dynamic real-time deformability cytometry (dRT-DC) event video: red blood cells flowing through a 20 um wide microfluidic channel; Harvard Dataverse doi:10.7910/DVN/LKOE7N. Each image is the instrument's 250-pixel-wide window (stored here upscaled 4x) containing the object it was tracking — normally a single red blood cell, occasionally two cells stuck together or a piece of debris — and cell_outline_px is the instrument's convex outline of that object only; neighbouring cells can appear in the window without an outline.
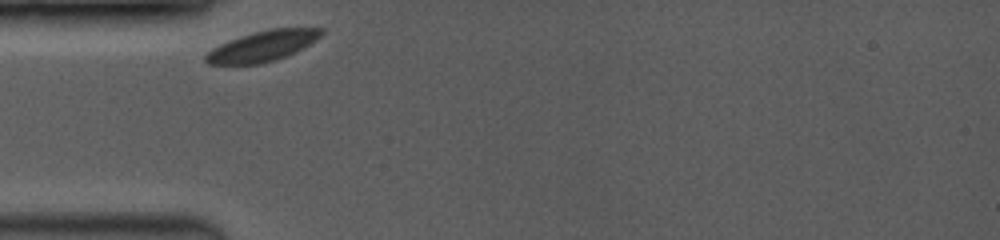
{"species": "common noctule bat (a hibernating species)", "species_latin": "Nyctalus noctula", "temperature_condition": "room temperature", "stored_images_in_passage": 34, "camera_frame_rate_fps": 3500, "um_per_image_px": 0.085, "animal": {"sex": "female", "body_mass_g": 19.0, "forearm_length_mm": 53.3}, "frame": {"image": 1, "passage_image": 1, "time_ms": 0.0, "image_size_px": [1000, 240], "cell_outline_px": [[324, 32], [316, 40], [296, 52], [276, 60], [260, 64], [208, 64], [204, 60], [204, 56], [212, 48], [220, 44], [240, 36], [272, 28], [324, 28]], "centroid_in_image_um": [22.33, 3.92], "position_along_channel_um": 62.7, "area_um2": 20.46}}
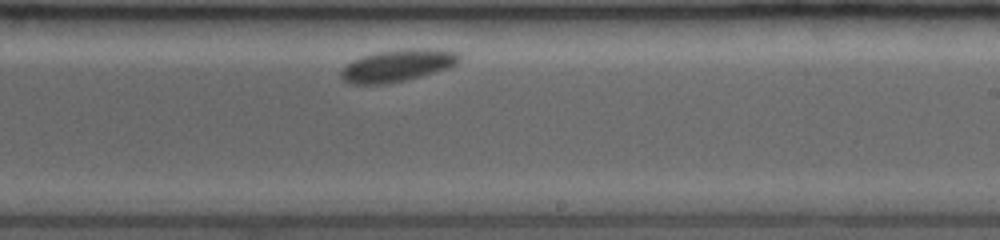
{"frame": {"image": 2, "passage_image": 20, "time_ms": 5.429, "image_size_px": [1000, 240], "cell_outline_px": [[460, 60], [456, 64], [448, 68], [420, 76], [404, 80], [384, 84], [352, 84], [344, 80], [340, 76], [340, 72], [352, 60], [376, 52], [408, 48], [436, 48], [460, 52]], "centroid_in_image_um": [33.83, 5.55], "position_along_channel_um": 255.2, "area_um2": 22.08}}
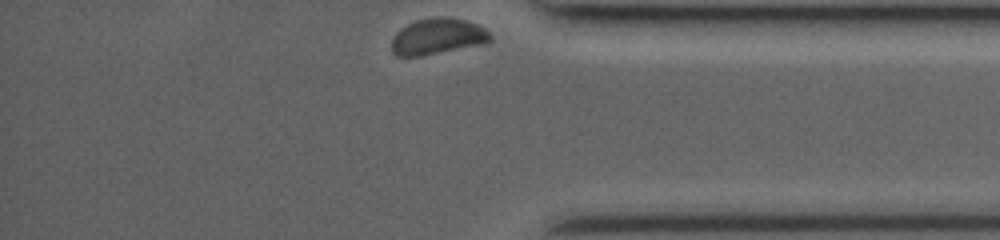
{"frame": {"image": 3, "passage_image": 34, "time_ms": 9.429, "image_size_px": [1000, 240], "cell_outline_px": [[492, 40], [484, 44], [420, 56], [396, 56], [392, 52], [392, 36], [400, 28], [416, 20], [436, 16], [440, 16], [464, 20], [476, 24], [484, 28], [492, 36]], "centroid_in_image_um": [37.18, 3.1], "position_along_channel_um": 398.0, "area_um2": 20.75}}